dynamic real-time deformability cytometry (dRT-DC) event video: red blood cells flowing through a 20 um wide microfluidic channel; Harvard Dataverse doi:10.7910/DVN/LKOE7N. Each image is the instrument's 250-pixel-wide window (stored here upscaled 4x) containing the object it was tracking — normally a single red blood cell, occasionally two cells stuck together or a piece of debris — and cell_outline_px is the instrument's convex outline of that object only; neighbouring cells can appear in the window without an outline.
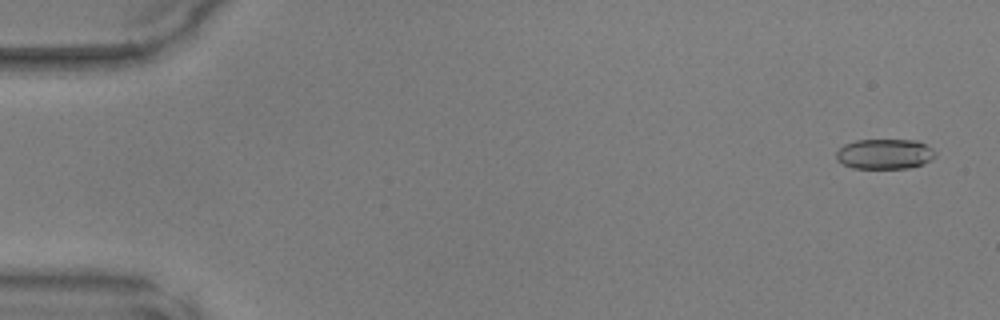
{"species": "common noctule bat (a hibernating species)", "species_latin": "Nyctalus noctula", "temperature_condition": "warm", "stored_images_in_passage": 48, "camera_frame_rate_fps": 3000, "um_per_image_px": 0.085, "animal": {"sex": "male", "body_mass_g": 17.9, "forearm_length_mm": 54.2}, "frame": {"image": 1, "passage_image": 2, "time_ms": 0.333, "image_size_px": [1000, 320], "cell_outline_px": [[936, 156], [920, 164], [908, 168], [852, 168], [836, 160], [836, 152], [844, 144], [856, 140], [916, 140], [932, 148], [936, 152]], "centroid_in_image_um": [75.17, 13.08], "position_along_channel_um": 9.8, "area_um2": 17.28}}
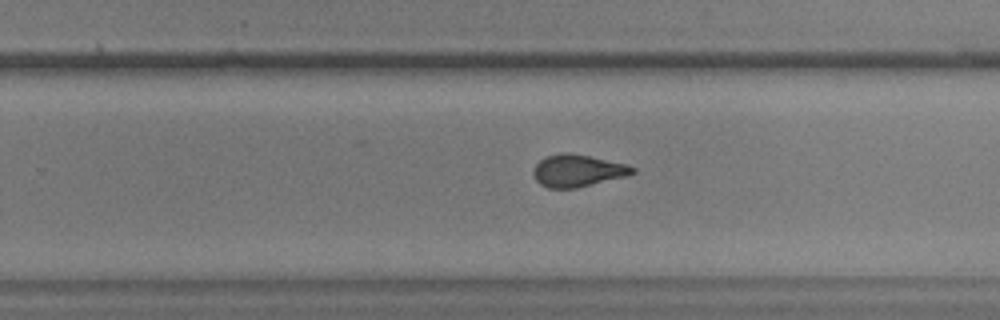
{"frame": {"image": 2, "passage_image": 31, "time_ms": 10.0, "image_size_px": [1000, 320], "cell_outline_px": [[636, 172], [628, 176], [576, 188], [548, 188], [540, 184], [532, 176], [532, 168], [544, 156], [564, 152], [568, 152], [628, 164], [636, 168]], "centroid_in_image_um": [49.09, 14.5], "position_along_channel_um": 280.7, "area_um2": 18.84}}
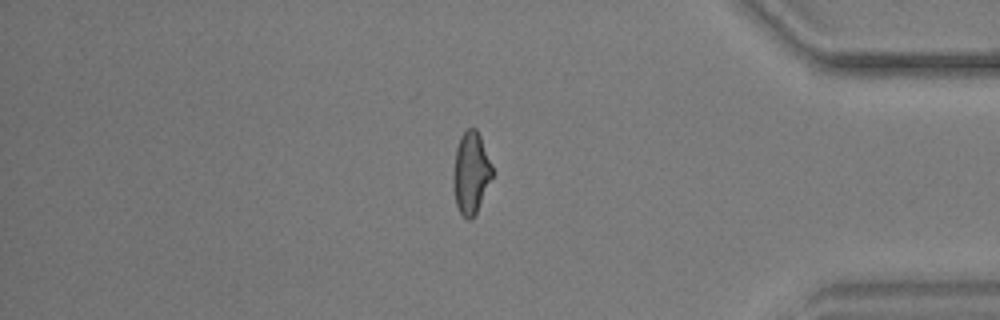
{"frame": {"image": 3, "passage_image": 41, "time_ms": 13.333, "image_size_px": [1000, 320], "cell_outline_px": [[492, 176], [476, 212], [472, 220], [468, 220], [460, 212], [456, 204], [452, 180], [452, 176], [456, 148], [460, 136], [468, 128], [476, 128], [480, 136], [492, 164]], "centroid_in_image_um": [40.01, 14.68], "position_along_channel_um": 395.2, "area_um2": 18.44}}